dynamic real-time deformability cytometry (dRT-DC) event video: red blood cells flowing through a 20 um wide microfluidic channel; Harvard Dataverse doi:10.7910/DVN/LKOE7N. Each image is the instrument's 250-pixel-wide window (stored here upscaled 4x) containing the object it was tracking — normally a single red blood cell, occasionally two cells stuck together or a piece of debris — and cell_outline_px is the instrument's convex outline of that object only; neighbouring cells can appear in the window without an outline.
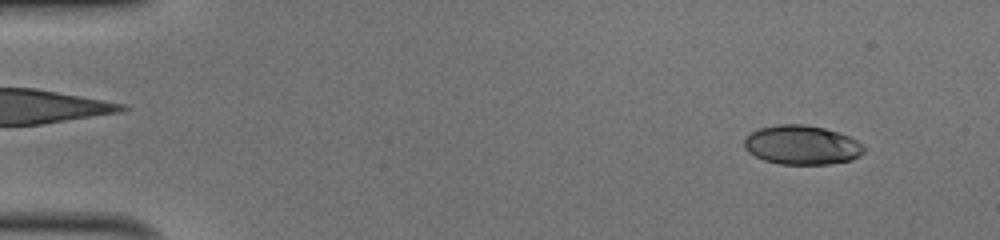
{"species": "human", "species_latin": "Homo sapiens", "temperature_condition": "cold", "stored_images_in_passage": 49, "camera_frame_rate_fps": 3000, "um_per_image_px": 0.085, "donor": {"sex": "male"}, "frame": {"image": 1, "passage_image": 3, "time_ms": 0.667, "image_size_px": [1000, 240], "cell_outline_px": [[864, 152], [860, 156], [852, 160], [828, 164], [780, 164], [764, 160], [748, 152], [744, 148], [744, 136], [760, 128], [776, 124], [804, 124], [824, 128], [840, 132], [856, 140], [864, 148]], "centroid_in_image_um": [68.14, 12.32], "position_along_channel_um": 16.9, "area_um2": 27.46}}
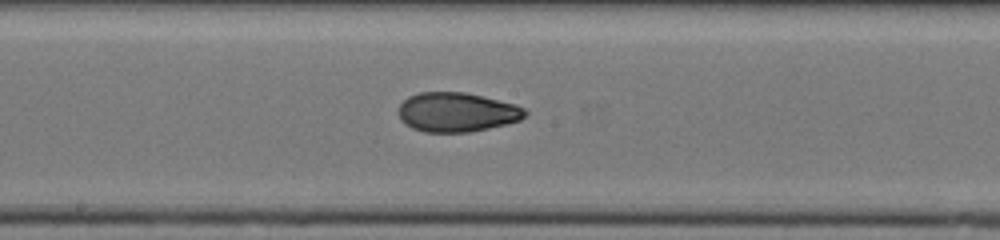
{"frame": {"image": 2, "passage_image": 26, "time_ms": 8.333, "image_size_px": [1000, 240], "cell_outline_px": [[528, 112], [520, 120], [488, 128], [468, 132], [424, 132], [412, 128], [404, 124], [400, 120], [400, 104], [408, 96], [420, 92], [464, 92], [516, 104], [524, 108]], "centroid_in_image_um": [38.81, 9.53], "position_along_channel_um": 209.4, "area_um2": 28.9}}
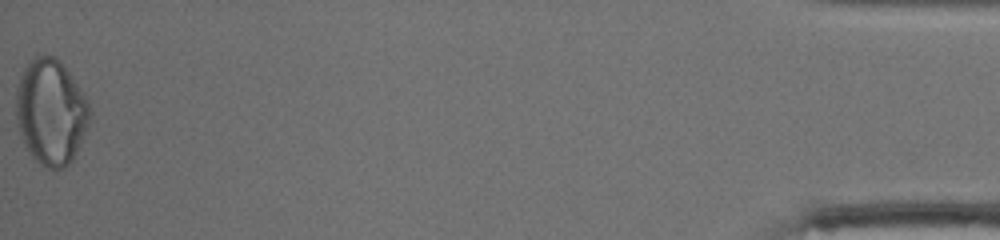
{"frame": {"image": 3, "passage_image": 49, "time_ms": 16.0, "image_size_px": [1000, 240], "cell_outline_px": [[92, 112], [88, 124], [76, 152], [72, 160], [64, 168], [48, 168], [40, 164], [28, 152], [24, 144], [16, 120], [16, 88], [20, 76], [24, 68], [36, 52], [56, 56], [72, 76], [88, 100]], "centroid_in_image_um": [4.31, 9.46], "position_along_channel_um": 430.9, "area_um2": 45.66}, "authors_computed_cell_mechanics": {"area_um2": 29.0734, "velocity_mm_per_s": 4.0907, "shape_relaxation_time_tau1_ms": 7.0283, "shape_relaxation_time_tau2_ms": 1.4161, "deformation_change_tau1": 0.215, "deformation_change_tau2": 0.0684}}